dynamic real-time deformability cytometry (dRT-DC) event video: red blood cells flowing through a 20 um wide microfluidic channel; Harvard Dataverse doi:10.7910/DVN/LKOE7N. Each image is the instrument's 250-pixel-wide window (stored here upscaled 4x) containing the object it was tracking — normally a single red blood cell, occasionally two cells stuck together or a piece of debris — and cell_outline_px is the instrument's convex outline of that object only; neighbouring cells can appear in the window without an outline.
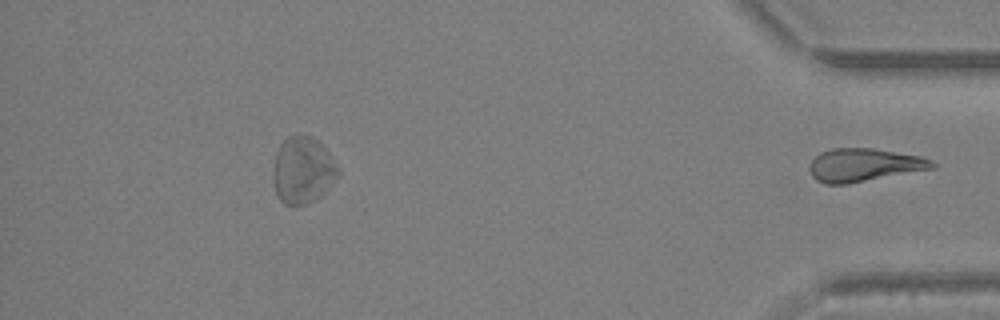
{"species": "Egyptian fruit bat (a non-hibernating species)", "species_latin": "Rousettus aegyptiacus", "temperature_condition": "warm", "stored_images_in_passage": 33, "segment_of_instrument_passage": [2, 2], "camera_frame_rate_fps": 3000, "um_per_image_px": 0.085, "animal": {"sex": "female"}, "frame": {"image": 1, "passage_image": 33, "time_ms": 10.667, "image_size_px": [1000, 320], "cell_outline_px": [[936, 168], [848, 184], [824, 184], [816, 180], [812, 176], [812, 160], [820, 152], [832, 148], [872, 148], [920, 156], [932, 160], [936, 164]], "centroid_in_image_um": [73.48, 14.03], "position_along_channel_um": 361.7, "area_um2": 23.58}}